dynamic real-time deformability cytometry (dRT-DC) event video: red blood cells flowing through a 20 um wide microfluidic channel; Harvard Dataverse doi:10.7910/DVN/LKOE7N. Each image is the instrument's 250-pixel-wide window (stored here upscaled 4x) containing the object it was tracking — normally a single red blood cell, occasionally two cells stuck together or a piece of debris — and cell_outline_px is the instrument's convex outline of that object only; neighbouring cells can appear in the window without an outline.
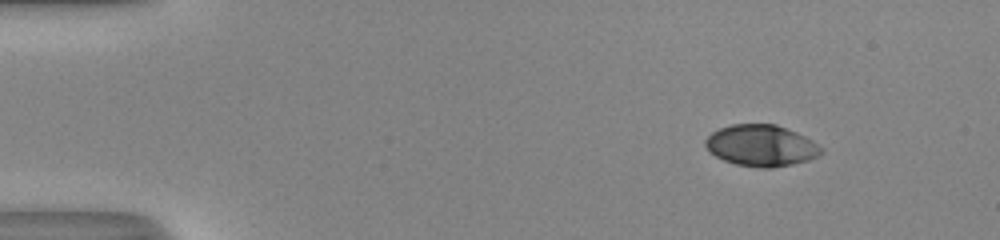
{"species": "human", "species_latin": "Homo sapiens", "temperature_condition": "room temperature", "stored_images_in_passage": 46, "camera_frame_rate_fps": 3000, "um_per_image_px": 0.085, "donor": {"sex": "male"}, "frame": {"image": 1, "passage_image": 1, "time_ms": 0.0, "image_size_px": [1000, 240], "cell_outline_px": [[824, 152], [808, 160], [792, 164], [772, 168], [760, 168], [736, 164], [724, 160], [708, 152], [704, 144], [704, 140], [712, 132], [720, 128], [732, 124], [776, 124], [796, 132], [812, 140], [824, 148]], "centroid_in_image_um": [64.69, 12.37], "position_along_channel_um": 20.3, "area_um2": 28.03}}
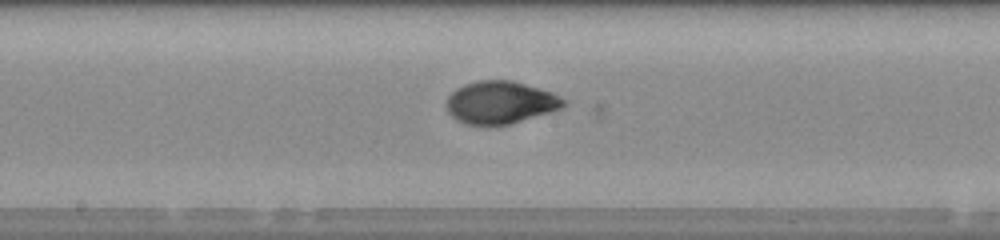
{"frame": {"image": 2, "passage_image": 23, "time_ms": 7.333, "image_size_px": [1000, 240], "cell_outline_px": [[568, 104], [564, 108], [552, 112], [512, 124], [488, 128], [464, 124], [456, 120], [448, 112], [444, 104], [448, 96], [456, 88], [464, 84], [476, 80], [512, 80], [552, 92], [568, 100]], "centroid_in_image_um": [42.54, 8.75], "position_along_channel_um": 205.7, "area_um2": 30.23}}
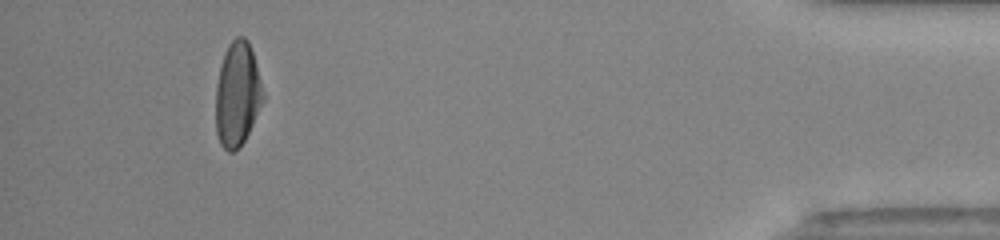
{"frame": {"image": 3, "passage_image": 43, "time_ms": 14.0, "image_size_px": [1000, 240], "cell_outline_px": [[264, 100], [244, 140], [232, 152], [228, 152], [220, 144], [216, 132], [216, 84], [220, 64], [224, 52], [228, 44], [236, 36], [244, 36], [248, 40], [252, 52], [260, 80], [264, 96]], "centroid_in_image_um": [20.15, 7.98], "position_along_channel_um": 415.0, "area_um2": 28.55}, "authors_computed_cell_mechanics": {"area_um2": 29.0445, "velocity_mm_per_s": 4.0921, "shape_relaxation_time_tau1_ms": 4.0682, "shape_relaxation_time_tau2_ms": 1.0247, "deformation_change_tau1": 0.189, "deformation_change_tau2": 0.0457}}